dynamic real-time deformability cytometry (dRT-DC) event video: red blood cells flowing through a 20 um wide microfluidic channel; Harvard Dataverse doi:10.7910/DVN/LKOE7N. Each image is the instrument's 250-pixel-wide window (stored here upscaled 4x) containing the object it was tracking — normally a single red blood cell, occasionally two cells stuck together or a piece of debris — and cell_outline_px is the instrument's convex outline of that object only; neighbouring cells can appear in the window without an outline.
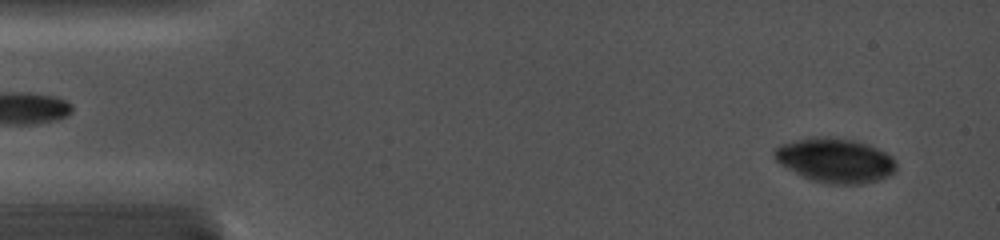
{"species": "common noctule bat (a hibernating species)", "species_latin": "Nyctalus noctula", "temperature_condition": "cold", "stored_images_in_passage": 6, "camera_frame_rate_fps": 5000, "um_per_image_px": 0.085, "animal": {"sex": "female", "body_mass_g": 19.0, "forearm_length_mm": 56.7}, "frame": {"image": 1, "passage_image": 2, "time_ms": 0.8, "image_size_px": [1000, 240], "cell_outline_px": [[896, 168], [888, 176], [876, 180], [860, 184], [828, 184], [812, 180], [780, 164], [772, 156], [772, 152], [780, 144], [796, 140], [820, 136], [824, 136], [852, 140], [868, 144], [892, 156], [896, 164]], "centroid_in_image_um": [70.97, 13.62], "position_along_channel_um": 14.0, "area_um2": 31.21}}